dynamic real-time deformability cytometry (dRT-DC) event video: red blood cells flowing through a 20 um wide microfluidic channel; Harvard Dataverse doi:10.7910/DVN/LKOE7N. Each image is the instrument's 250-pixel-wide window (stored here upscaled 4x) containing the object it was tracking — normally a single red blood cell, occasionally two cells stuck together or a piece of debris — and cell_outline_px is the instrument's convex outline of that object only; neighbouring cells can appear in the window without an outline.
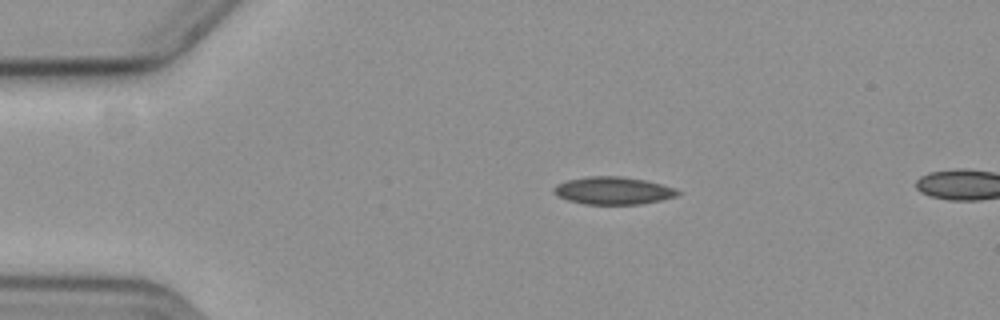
{"species": "common noctule bat (a hibernating species)", "species_latin": "Nyctalus noctula", "temperature_condition": "cold", "stored_images_in_passage": 7, "camera_frame_rate_fps": 3000, "um_per_image_px": 0.085, "animal": {"sex": "female", "body_mass_g": 19.3, "forearm_length_mm": 54.1}, "frame": {"image": 1, "passage_image": 1, "time_ms": 0.0, "image_size_px": [1000, 320], "cell_outline_px": [[680, 192], [676, 196], [660, 200], [640, 204], [584, 204], [568, 200], [560, 196], [552, 188], [556, 184], [568, 180], [588, 176], [620, 176], [644, 180], [676, 188]], "centroid_in_image_um": [52.12, 16.2], "position_along_channel_um": 32.9, "area_um2": 19.65}}